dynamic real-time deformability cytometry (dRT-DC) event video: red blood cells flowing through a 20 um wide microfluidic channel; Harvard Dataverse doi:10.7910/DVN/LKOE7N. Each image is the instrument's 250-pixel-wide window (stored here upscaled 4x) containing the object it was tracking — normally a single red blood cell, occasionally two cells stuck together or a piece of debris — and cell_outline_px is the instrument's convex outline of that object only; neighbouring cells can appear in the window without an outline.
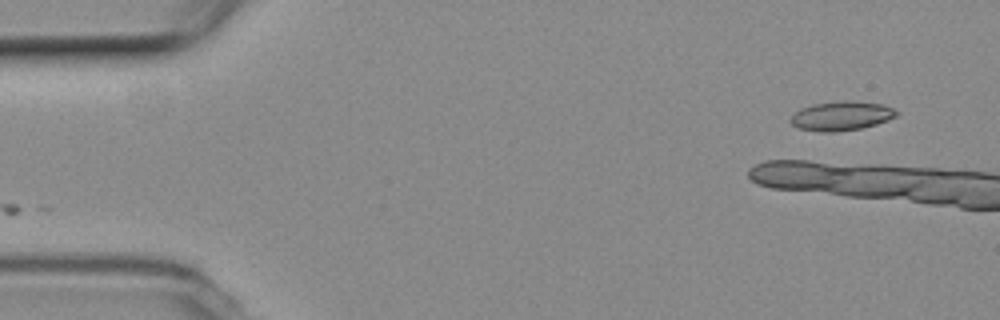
{"species": "common noctule bat (a hibernating species)", "species_latin": "Nyctalus noctula", "temperature_condition": "room temperature", "stored_images_in_passage": 6, "camera_frame_rate_fps": 3000, "um_per_image_px": 0.085, "animal": {"sex": "female", "body_mass_g": 19.3, "forearm_length_mm": 54.1}, "frame": {"image": 1, "passage_image": 1, "time_ms": 0.0, "image_size_px": [1000, 320], "cell_outline_px": [[900, 112], [896, 116], [888, 120], [876, 124], [860, 128], [836, 132], [820, 132], [800, 128], [792, 124], [788, 120], [800, 108], [812, 104], [844, 100], [848, 100], [884, 104]], "centroid_in_image_um": [71.53, 9.84], "position_along_channel_um": 13.5, "area_um2": 18.09}}